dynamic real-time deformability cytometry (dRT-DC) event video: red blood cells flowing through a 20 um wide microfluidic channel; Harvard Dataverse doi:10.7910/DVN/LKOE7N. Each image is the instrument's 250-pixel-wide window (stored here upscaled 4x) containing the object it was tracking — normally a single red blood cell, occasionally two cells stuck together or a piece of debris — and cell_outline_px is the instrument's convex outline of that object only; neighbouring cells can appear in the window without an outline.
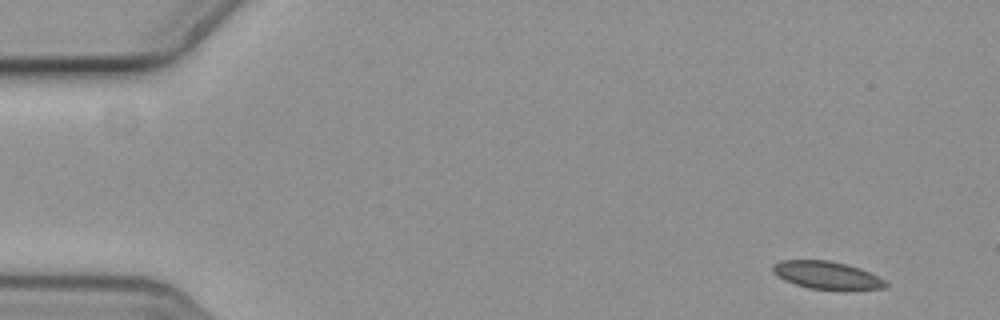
{"species": "common noctule bat (a hibernating species)", "species_latin": "Nyctalus noctula", "temperature_condition": "cold", "stored_images_in_passage": 5, "camera_frame_rate_fps": 3000, "um_per_image_px": 0.085, "animal": {"sex": "female", "body_mass_g": 19.3, "forearm_length_mm": 54.1}, "frame": {"image": 1, "passage_image": 1, "time_ms": 0.0, "image_size_px": [1000, 320], "cell_outline_px": [[888, 284], [884, 288], [844, 292], [808, 288], [784, 280], [776, 276], [772, 272], [772, 264], [780, 260], [828, 260], [848, 264], [860, 268], [884, 280]], "centroid_in_image_um": [70.28, 23.42], "position_along_channel_um": 14.7, "area_um2": 18.84}}